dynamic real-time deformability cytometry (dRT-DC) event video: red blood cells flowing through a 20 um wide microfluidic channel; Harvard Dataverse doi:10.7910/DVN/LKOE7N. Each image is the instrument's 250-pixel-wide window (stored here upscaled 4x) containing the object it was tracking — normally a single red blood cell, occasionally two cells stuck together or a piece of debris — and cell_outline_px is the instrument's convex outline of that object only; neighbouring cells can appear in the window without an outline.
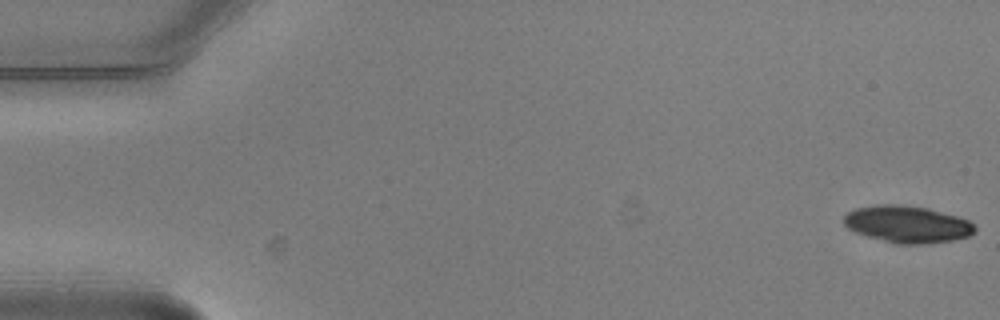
{"species": "common noctule bat (a hibernating species)", "species_latin": "Nyctalus noctula", "temperature_condition": "warm", "stored_images_in_passage": 8, "camera_frame_rate_fps": 3000, "um_per_image_px": 0.085, "animal": {"sex": "male", "body_mass_g": 20.5, "forearm_length_mm": 52.5}, "frame": {"image": 1, "passage_image": 1, "time_ms": 0.0, "image_size_px": [1000, 320], "cell_outline_px": [[976, 232], [968, 236], [952, 240], [920, 244], [896, 244], [868, 236], [856, 232], [848, 228], [844, 224], [844, 216], [848, 212], [856, 208], [876, 204], [900, 204], [928, 208], [956, 216], [968, 220], [976, 228]], "centroid_in_image_um": [77.11, 19.05], "position_along_channel_um": 7.9, "area_um2": 28.09}}
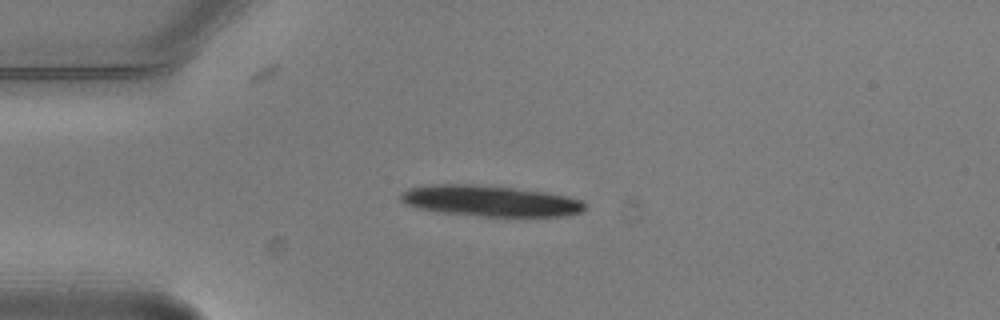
{"frame": {"image": 2, "passage_image": 4, "time_ms": 1.0, "image_size_px": [1000, 320], "cell_outline_px": [[588, 204], [580, 212], [564, 216], [484, 216], [436, 212], [404, 204], [400, 200], [400, 196], [408, 188], [432, 184], [472, 184], [512, 188], [548, 192], [568, 196], [580, 200]], "centroid_in_image_um": [41.66, 17.07], "position_along_channel_um": 43.3, "area_um2": 33.18}}